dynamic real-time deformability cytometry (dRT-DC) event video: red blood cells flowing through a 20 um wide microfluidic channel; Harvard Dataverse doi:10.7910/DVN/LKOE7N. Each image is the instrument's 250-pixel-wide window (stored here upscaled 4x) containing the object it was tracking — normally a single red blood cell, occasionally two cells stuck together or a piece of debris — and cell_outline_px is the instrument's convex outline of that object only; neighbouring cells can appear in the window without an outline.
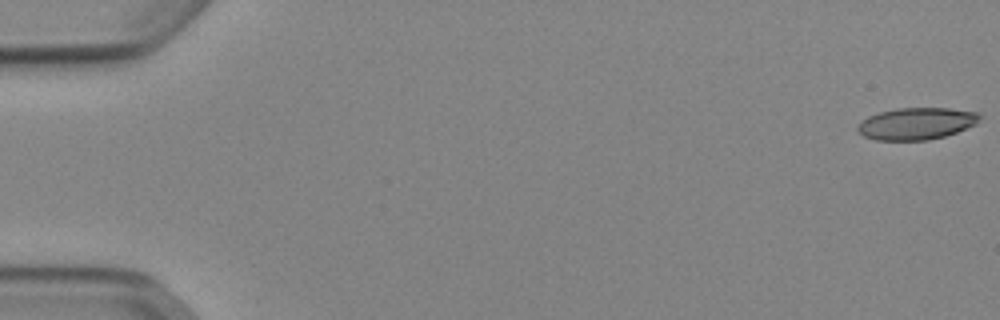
{"species": "Egyptian fruit bat (a non-hibernating species)", "species_latin": "Rousettus aegyptiacus", "temperature_condition": "cold", "stored_images_in_passage": 53, "camera_frame_rate_fps": 3000, "um_per_image_px": 0.085, "animal": {"sex": "female"}, "frame": {"image": 1, "passage_image": 1, "time_ms": 0.0, "image_size_px": [1000, 320], "cell_outline_px": [[984, 116], [976, 124], [956, 132], [944, 136], [928, 140], [876, 140], [864, 136], [856, 132], [856, 128], [868, 116], [880, 112], [896, 108], [948, 108], [976, 112]], "centroid_in_image_um": [77.91, 10.5], "position_along_channel_um": 7.1, "area_um2": 22.72}}
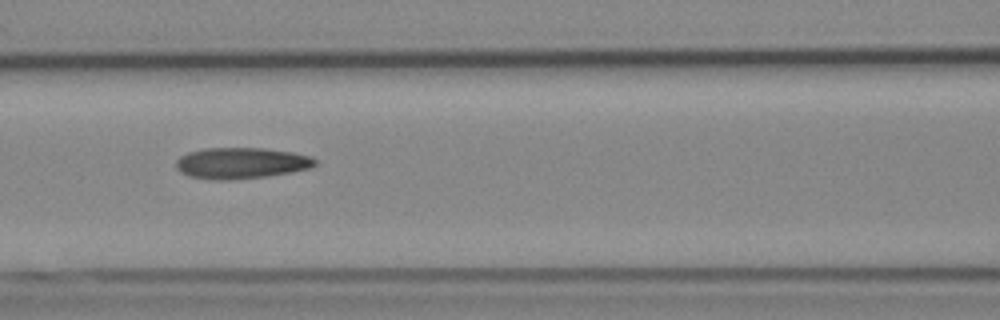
{"frame": {"image": 2, "passage_image": 24, "time_ms": 7.667, "image_size_px": [1000, 320], "cell_outline_px": [[316, 164], [312, 168], [292, 172], [268, 176], [228, 180], [212, 180], [188, 176], [180, 172], [176, 168], [176, 160], [180, 156], [188, 152], [204, 148], [264, 148], [292, 152], [312, 156], [316, 160]], "centroid_in_image_um": [20.5, 13.86], "position_along_channel_um": 146.1, "area_um2": 25.49}}
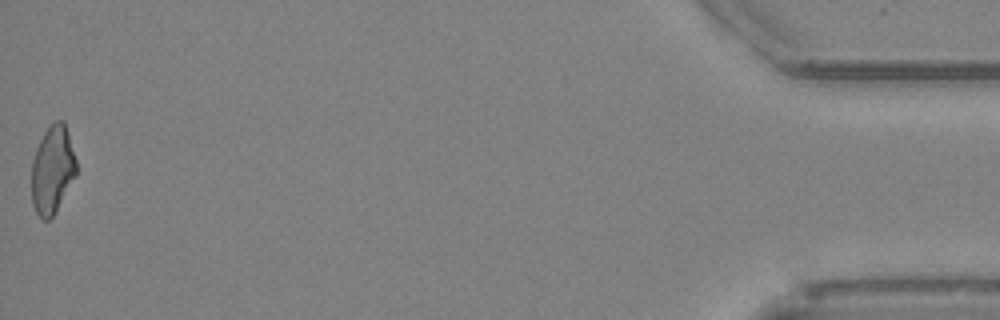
{"frame": {"image": 3, "passage_image": 53, "time_ms": 17.333, "image_size_px": [1000, 320], "cell_outline_px": [[76, 176], [52, 216], [48, 220], [44, 220], [36, 212], [32, 204], [32, 160], [36, 148], [44, 132], [56, 120], [64, 120], [68, 132], [76, 160]], "centroid_in_image_um": [4.46, 14.4], "position_along_channel_um": 430.7, "area_um2": 22.66}, "authors_computed_cell_mechanics": {"area_um2": 23.987, "velocity_mm_per_s": 3.9003, "shape_relaxation_time_tau1_ms": null, "shape_relaxation_time_tau2_ms": 5.0495, "deformation_change_tau1": null, "deformation_change_tau2": 0.1618}}